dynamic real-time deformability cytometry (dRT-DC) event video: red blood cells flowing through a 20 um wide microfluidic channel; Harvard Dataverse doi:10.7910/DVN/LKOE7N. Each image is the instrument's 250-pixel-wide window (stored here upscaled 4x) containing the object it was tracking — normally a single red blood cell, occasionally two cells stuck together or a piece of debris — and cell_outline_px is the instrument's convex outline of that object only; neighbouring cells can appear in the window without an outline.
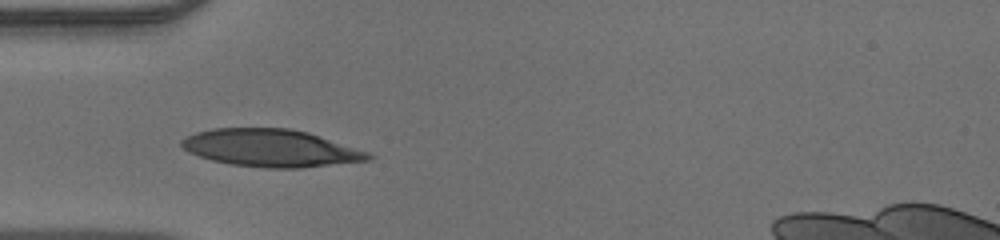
{"species": "human", "species_latin": "Homo sapiens", "temperature_condition": "warm", "stored_images_in_passage": 29, "camera_frame_rate_fps": 3000, "um_per_image_px": 0.085, "donor": {"sex": "male"}, "frame": {"image": 1, "passage_image": 1, "time_ms": 0.0, "image_size_px": [1000, 240], "cell_outline_px": [[376, 156], [368, 160], [300, 168], [264, 168], [232, 164], [212, 160], [188, 152], [180, 144], [180, 140], [196, 132], [212, 128], [288, 128], [308, 132], [368, 152]], "centroid_in_image_um": [23.0, 12.58], "position_along_channel_um": 62.0, "area_um2": 40.52}}
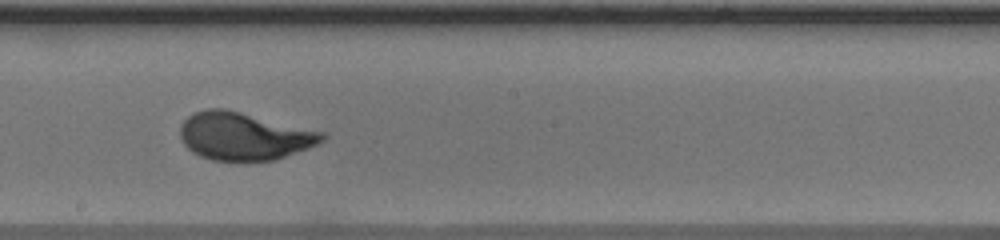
{"frame": {"image": 2, "passage_image": 13, "time_ms": 4.0, "image_size_px": [1000, 240], "cell_outline_px": [[328, 136], [324, 140], [308, 148], [276, 160], [240, 164], [212, 160], [200, 156], [192, 152], [180, 140], [180, 128], [184, 120], [192, 112], [208, 108], [224, 108], [324, 132]], "centroid_in_image_um": [20.72, 11.62], "position_along_channel_um": 227.5, "area_um2": 40.34}}
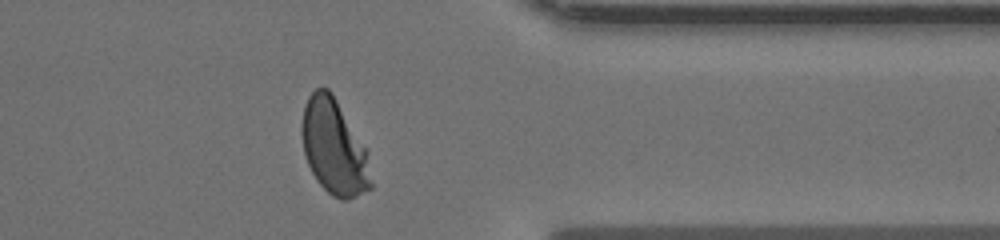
{"frame": {"image": 3, "passage_image": 25, "time_ms": 8.0, "image_size_px": [1000, 240], "cell_outline_px": [[372, 188], [348, 200], [340, 200], [332, 196], [316, 180], [308, 164], [304, 152], [300, 128], [300, 124], [304, 104], [308, 96], [316, 88], [328, 88], [332, 92], [368, 148], [372, 184]], "centroid_in_image_um": [28.41, 12.5], "position_along_channel_um": 383.0, "area_um2": 39.19}}